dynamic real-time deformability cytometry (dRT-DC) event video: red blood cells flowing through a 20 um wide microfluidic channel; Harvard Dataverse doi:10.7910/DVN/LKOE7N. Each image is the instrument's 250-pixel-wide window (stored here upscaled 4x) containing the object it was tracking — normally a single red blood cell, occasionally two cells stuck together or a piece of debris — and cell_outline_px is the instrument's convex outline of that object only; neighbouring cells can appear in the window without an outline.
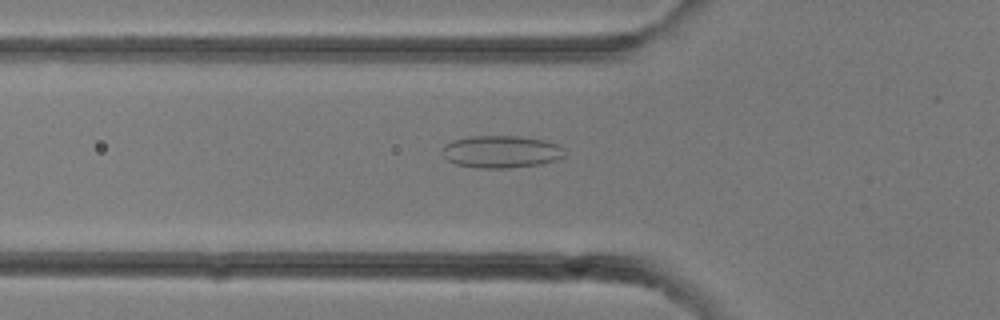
{"species": "common noctule bat (a hibernating species)", "species_latin": "Nyctalus noctula", "temperature_condition": "room temperature", "stored_images_in_passage": 21, "camera_frame_rate_fps": 3000, "um_per_image_px": 0.085, "animal": {"sex": "female"}, "frame": {"image": 1, "passage_image": 11, "time_ms": 3.333, "image_size_px": [1000, 320], "cell_outline_px": [[564, 156], [556, 160], [540, 164], [508, 168], [476, 168], [456, 164], [448, 160], [444, 156], [440, 148], [444, 144], [452, 140], [468, 136], [520, 136], [544, 140], [560, 144], [564, 148]], "centroid_in_image_um": [42.58, 12.89], "position_along_channel_um": 83.2, "area_um2": 23.35}}
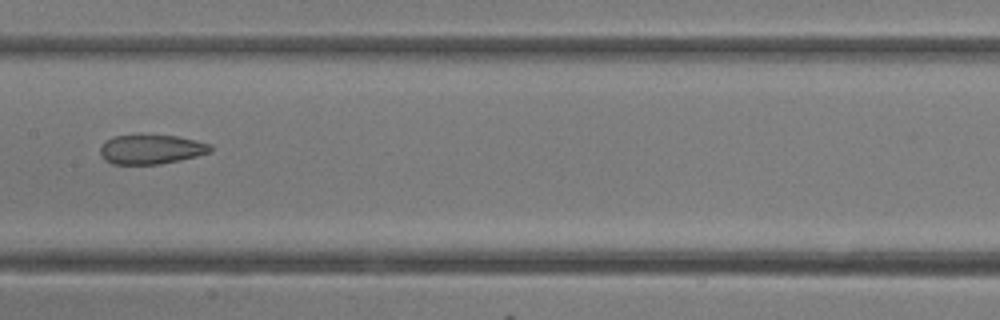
{"frame": {"image": 2, "passage_image": 16, "time_ms": 5.0, "image_size_px": [1000, 320], "cell_outline_px": [[212, 152], [180, 160], [160, 164], [112, 164], [104, 160], [100, 152], [100, 148], [104, 140], [116, 136], [140, 132], [176, 136], [212, 144]], "centroid_in_image_um": [12.82, 12.65], "position_along_channel_um": 194.6, "area_um2": 19.59}}
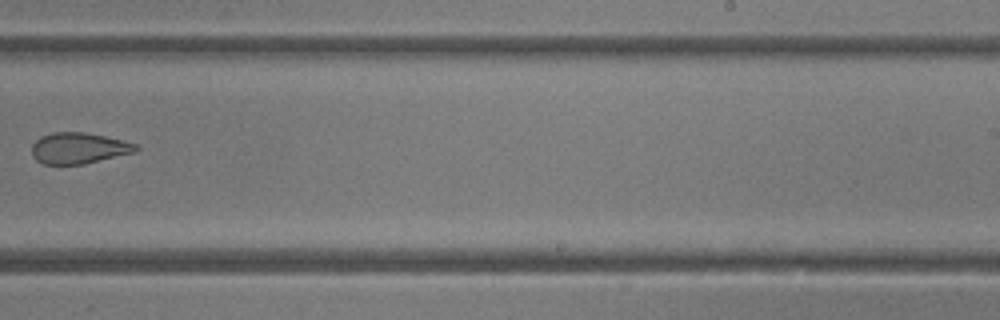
{"frame": {"image": 3, "passage_image": 20, "time_ms": 6.333, "image_size_px": [1000, 320], "cell_outline_px": [[140, 148], [136, 152], [84, 164], [44, 164], [36, 160], [32, 156], [32, 144], [40, 136], [52, 132], [84, 132], [104, 136], [136, 144]], "centroid_in_image_um": [6.67, 12.59], "position_along_channel_um": 282.3, "area_um2": 18.84}}